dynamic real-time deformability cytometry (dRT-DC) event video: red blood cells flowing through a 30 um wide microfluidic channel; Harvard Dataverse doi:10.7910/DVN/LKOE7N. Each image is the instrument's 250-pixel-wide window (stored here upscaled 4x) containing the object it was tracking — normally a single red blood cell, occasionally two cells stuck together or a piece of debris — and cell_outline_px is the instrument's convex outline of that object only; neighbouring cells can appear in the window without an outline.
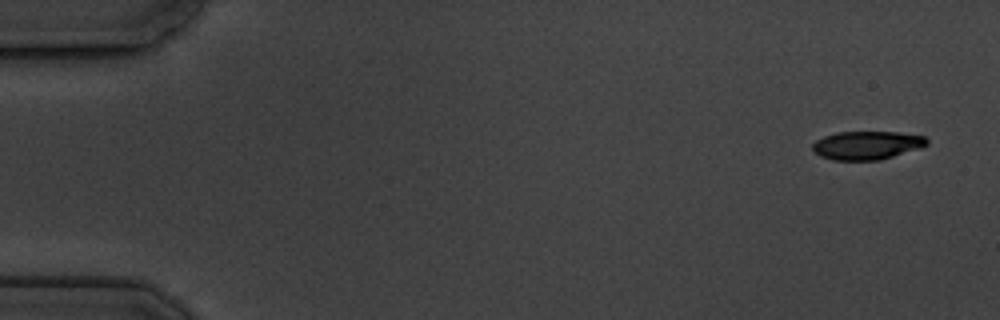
{"species": "common noctule bat (a hibernating species)", "species_latin": "Nyctalus noctula", "temperature_condition": "cold", "stored_images_in_passage": 5, "camera_frame_rate_fps": 3000, "um_per_image_px": 0.085, "animal": {"sex": "male", "body_mass_g": 19.5, "forearm_length_mm": 54.6}, "frame": {"image": 1, "passage_image": 1, "time_ms": 0.0, "image_size_px": [1000, 320], "cell_outline_px": [[928, 144], [920, 148], [880, 160], [832, 160], [820, 156], [812, 148], [812, 144], [816, 140], [824, 136], [836, 132], [900, 132], [924, 136], [928, 140]], "centroid_in_image_um": [73.69, 12.34], "position_along_channel_um": 11.3, "area_um2": 18.96}}
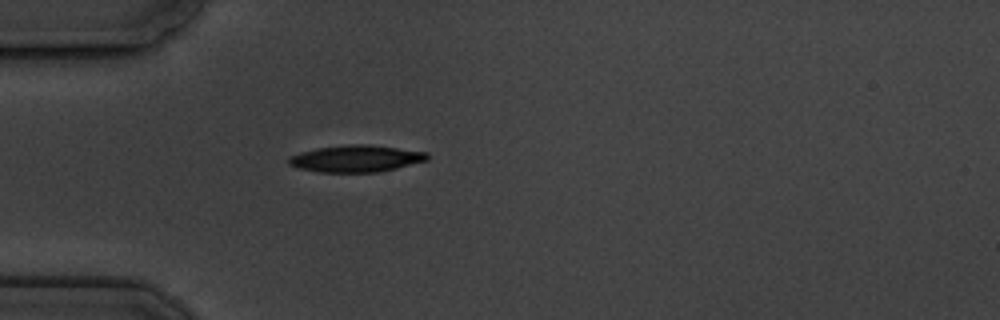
{"frame": {"image": 2, "passage_image": 5, "time_ms": 4.667, "image_size_px": [1000, 320], "cell_outline_px": [[428, 160], [396, 168], [376, 172], [320, 172], [300, 168], [288, 164], [288, 156], [300, 152], [316, 148], [348, 144], [368, 144], [428, 152]], "centroid_in_image_um": [30.25, 13.47], "position_along_channel_um": 54.8, "area_um2": 21.62}}